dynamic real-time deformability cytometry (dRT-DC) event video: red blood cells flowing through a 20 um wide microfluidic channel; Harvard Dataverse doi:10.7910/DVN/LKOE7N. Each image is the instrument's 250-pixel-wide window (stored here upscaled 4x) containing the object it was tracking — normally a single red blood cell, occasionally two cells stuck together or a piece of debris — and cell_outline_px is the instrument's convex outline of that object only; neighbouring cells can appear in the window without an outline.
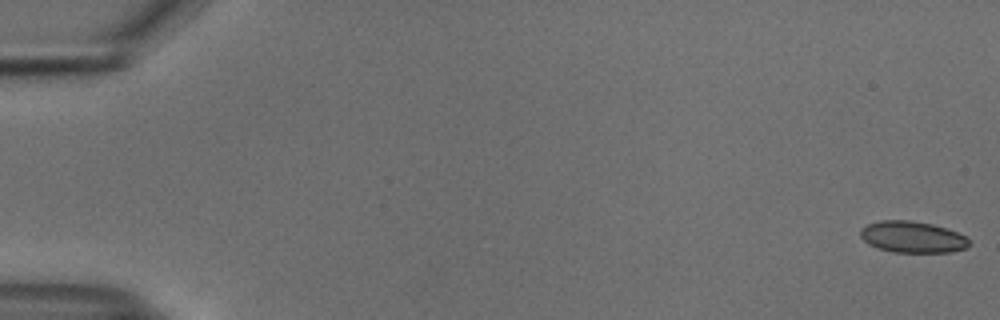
{"species": "common noctule bat (a hibernating species)", "species_latin": "Nyctalus noctula", "temperature_condition": "cold", "stored_images_in_passage": 55, "camera_frame_rate_fps": 3000, "um_per_image_px": 0.085, "animal": {"sex": "male", "body_mass_g": 18.8}, "frame": {"image": 1, "passage_image": 1, "time_ms": 0.0, "image_size_px": [1000, 320], "cell_outline_px": [[968, 248], [952, 252], [892, 252], [876, 248], [868, 244], [860, 236], [860, 228], [868, 224], [880, 220], [912, 220], [932, 224], [968, 236]], "centroid_in_image_um": [77.54, 20.15], "position_along_channel_um": 7.5, "area_um2": 20.06}}
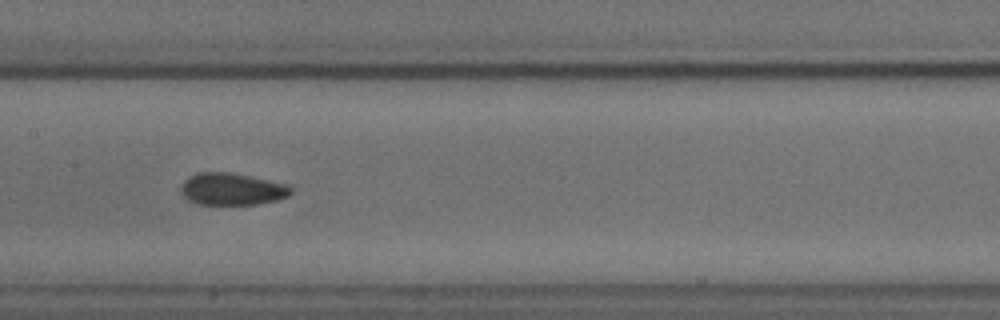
{"frame": {"image": 2, "passage_image": 28, "time_ms": 9.0, "image_size_px": [1000, 320], "cell_outline_px": [[292, 192], [288, 196], [276, 200], [256, 204], [196, 204], [188, 200], [180, 192], [180, 184], [184, 180], [196, 172], [228, 172], [252, 176], [288, 184], [292, 188]], "centroid_in_image_um": [19.69, 16.06], "position_along_channel_um": 187.7, "area_um2": 20.75}}
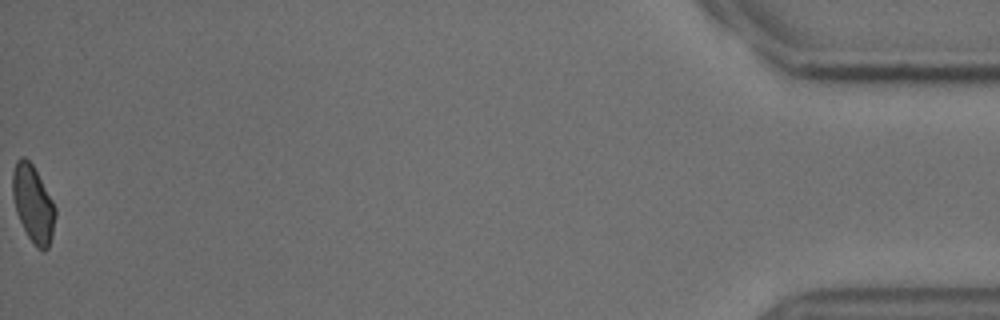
{"frame": {"image": 3, "passage_image": 55, "time_ms": 18.0, "image_size_px": [1000, 320], "cell_outline_px": [[56, 216], [52, 236], [48, 248], [44, 252], [36, 248], [28, 236], [16, 212], [12, 196], [12, 172], [16, 160], [20, 156], [24, 156], [32, 164], [52, 200], [56, 208]], "centroid_in_image_um": [2.81, 17.33], "position_along_channel_um": 432.4, "area_um2": 19.19}, "authors_computed_cell_mechanics": {"area_um2": 20.4612, "velocity_mm_per_s": 3.7456, "shape_relaxation_time_tau1_ms": 9.673, "shape_relaxation_time_tau2_ms": 2.333, "deformation_change_tau1": 0.109, "deformation_change_tau2": 0.0618}}